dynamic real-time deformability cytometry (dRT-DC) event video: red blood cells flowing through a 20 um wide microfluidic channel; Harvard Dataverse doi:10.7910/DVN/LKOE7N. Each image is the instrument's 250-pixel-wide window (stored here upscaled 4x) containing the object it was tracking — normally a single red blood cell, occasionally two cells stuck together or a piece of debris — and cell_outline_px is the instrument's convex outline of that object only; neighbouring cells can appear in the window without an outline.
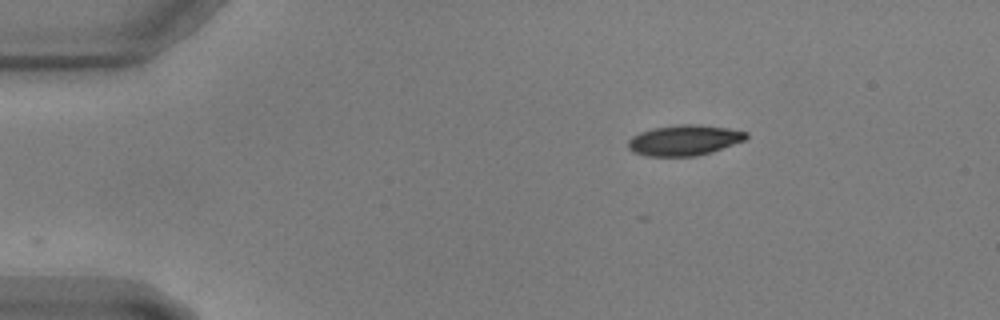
{"species": "common noctule bat (a hibernating species)", "species_latin": "Nyctalus noctula", "temperature_condition": "warm", "stored_images_in_passage": 33, "camera_frame_rate_fps": 3000, "um_per_image_px": 0.085, "animal": {"sex": "male", "body_mass_g": 17.9, "forearm_length_mm": 54.2}, "frame": {"image": 1, "passage_image": 1, "time_ms": 0.0, "image_size_px": [1000, 320], "cell_outline_px": [[748, 136], [744, 140], [712, 152], [696, 156], [648, 156], [632, 152], [628, 148], [628, 140], [632, 136], [640, 132], [652, 128], [680, 124], [700, 124], [728, 128], [748, 132]], "centroid_in_image_um": [58.15, 11.91], "position_along_channel_um": 26.9, "area_um2": 21.1}}
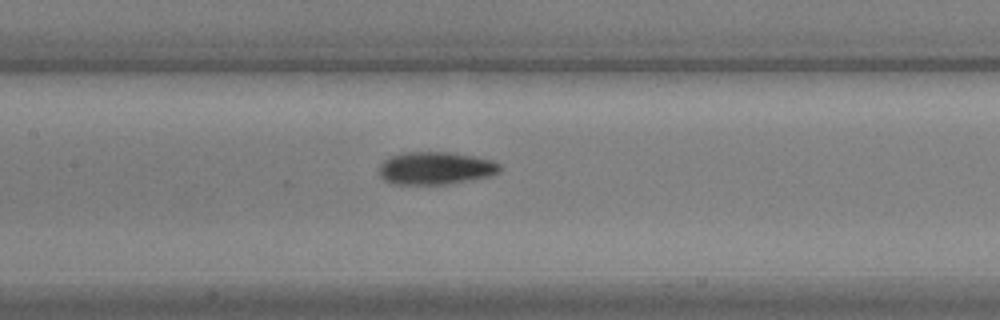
{"frame": {"image": 2, "passage_image": 19, "time_ms": 6.0, "image_size_px": [1000, 320], "cell_outline_px": [[500, 172], [492, 176], [452, 184], [396, 184], [384, 180], [380, 176], [380, 164], [384, 160], [392, 156], [404, 152], [448, 152], [472, 156], [492, 160], [500, 164]], "centroid_in_image_um": [37.05, 14.3], "position_along_channel_um": 170.3, "area_um2": 23.06}}
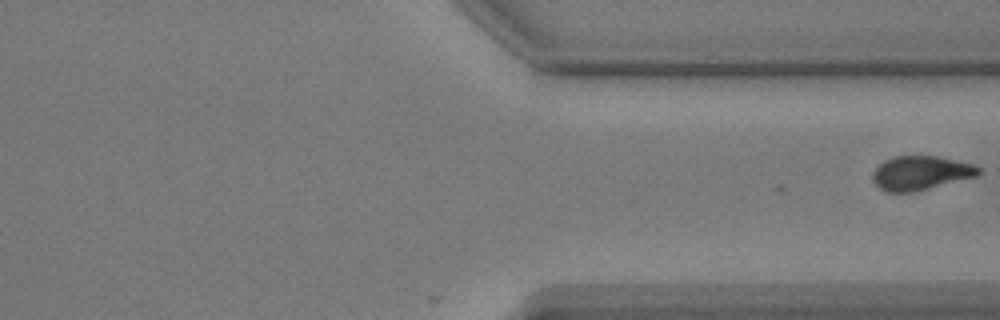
{"frame": {"image": 3, "passage_image": 33, "time_ms": 10.667, "image_size_px": [1000, 320], "cell_outline_px": [[984, 172], [980, 176], [912, 192], [888, 192], [880, 188], [872, 180], [872, 172], [884, 160], [892, 156], [936, 156], [976, 164]], "centroid_in_image_um": [78.32, 14.69], "position_along_channel_um": 333.1, "area_um2": 21.27}}